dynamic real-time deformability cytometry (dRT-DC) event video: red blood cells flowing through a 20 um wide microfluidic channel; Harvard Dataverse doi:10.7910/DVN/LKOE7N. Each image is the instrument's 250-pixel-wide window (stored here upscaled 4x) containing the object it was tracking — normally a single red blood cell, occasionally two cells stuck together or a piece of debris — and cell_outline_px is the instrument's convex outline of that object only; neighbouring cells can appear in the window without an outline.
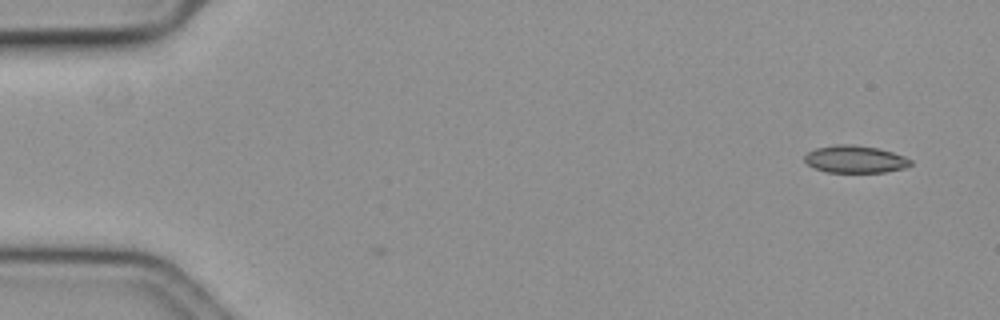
{"species": "common noctule bat (a hibernating species)", "species_latin": "Nyctalus noctula", "temperature_condition": "cold", "stored_images_in_passage": 3, "camera_frame_rate_fps": 3000, "um_per_image_px": 0.085, "animal": {"sex": "female", "body_mass_g": 19.3, "forearm_length_mm": 54.1}, "frame": {"image": 1, "passage_image": 1, "time_ms": 0.0, "image_size_px": [1000, 320], "cell_outline_px": [[912, 164], [904, 168], [884, 172], [828, 172], [816, 168], [808, 164], [804, 160], [804, 156], [808, 152], [816, 148], [836, 144], [852, 144], [880, 148], [904, 156], [912, 160]], "centroid_in_image_um": [72.7, 13.52], "position_along_channel_um": 12.3, "area_um2": 16.88}}